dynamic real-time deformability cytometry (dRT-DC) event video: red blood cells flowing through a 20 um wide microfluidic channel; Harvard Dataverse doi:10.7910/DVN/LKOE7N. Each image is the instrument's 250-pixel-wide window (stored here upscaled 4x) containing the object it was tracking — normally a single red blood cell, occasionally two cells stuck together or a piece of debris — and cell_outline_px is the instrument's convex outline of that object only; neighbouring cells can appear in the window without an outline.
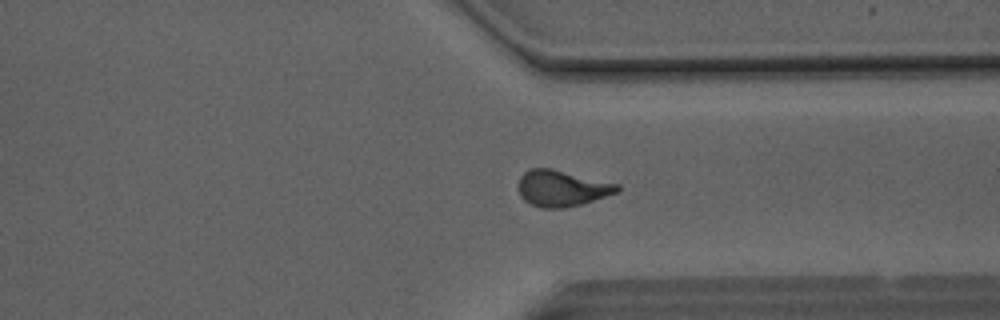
{"species": "Egyptian fruit bat (a non-hibernating species)", "species_latin": "Rousettus aegyptiacus", "temperature_condition": "room temperature", "stored_images_in_passage": 37, "camera_frame_rate_fps": 3000, "um_per_image_px": 0.085, "animal": {"sex": "male"}, "frame": {"image": 1, "passage_image": 25, "time_ms": 8.0, "image_size_px": [1000, 320], "cell_outline_px": [[620, 192], [580, 204], [564, 208], [544, 208], [528, 204], [520, 196], [520, 176], [524, 172], [532, 168], [552, 168], [620, 184]], "centroid_in_image_um": [47.78, 16.0], "position_along_channel_um": 363.6, "area_um2": 20.87}}
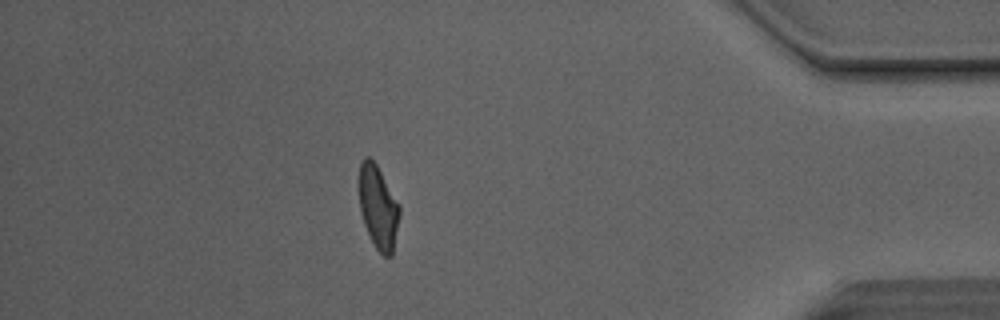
{"frame": {"image": 2, "passage_image": 31, "time_ms": 10.0, "image_size_px": [1000, 320], "cell_outline_px": [[400, 212], [392, 256], [384, 256], [376, 248], [364, 224], [360, 212], [356, 180], [360, 164], [364, 156], [368, 156], [376, 164], [400, 204]], "centroid_in_image_um": [32.1, 17.55], "position_along_channel_um": 403.1, "area_um2": 20.06}, "authors_computed_cell_mechanics": {"area_um2": 20.1144, "velocity_mm_per_s": 4.1335, "shape_relaxation_time_tau1_ms": 4.4295, "shape_relaxation_time_tau2_ms": 1.9614, "deformation_change_tau1": 0.1679, "deformation_change_tau2": 0.0852}}